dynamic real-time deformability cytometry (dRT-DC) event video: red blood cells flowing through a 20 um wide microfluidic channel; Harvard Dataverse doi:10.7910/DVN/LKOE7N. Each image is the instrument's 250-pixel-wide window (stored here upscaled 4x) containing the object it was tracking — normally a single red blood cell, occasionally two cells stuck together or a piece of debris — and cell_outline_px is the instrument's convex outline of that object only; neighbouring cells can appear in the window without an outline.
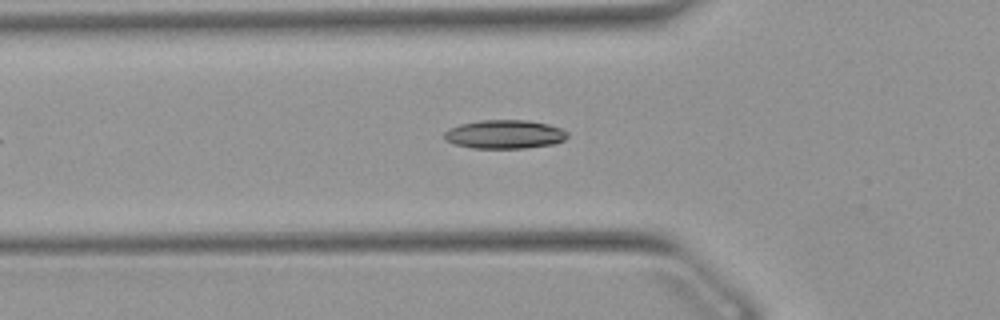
{"species": "Egyptian fruit bat (a non-hibernating species)", "species_latin": "Rousettus aegyptiacus", "temperature_condition": "warm", "stored_images_in_passage": 31, "camera_frame_rate_fps": 3000, "um_per_image_px": 0.085, "animal": {"sex": "female"}, "frame": {"image": 1, "passage_image": 3, "time_ms": 0.667, "image_size_px": [1000, 320], "cell_outline_px": [[568, 136], [564, 140], [552, 144], [524, 148], [472, 148], [456, 144], [444, 140], [444, 132], [448, 128], [460, 124], [480, 120], [528, 120], [548, 124], [560, 128], [568, 132]], "centroid_in_image_um": [42.87, 11.41], "position_along_channel_um": 82.9, "area_um2": 20.63}}
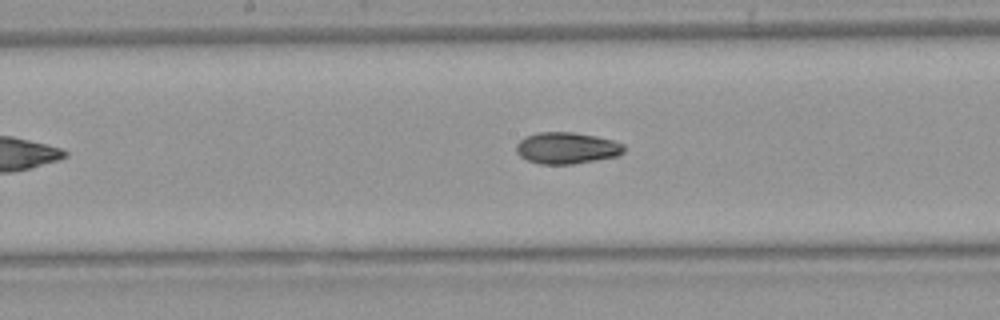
{"frame": {"image": 2, "passage_image": 12, "time_ms": 3.667, "image_size_px": [1000, 320], "cell_outline_px": [[624, 152], [616, 156], [572, 164], [540, 164], [528, 160], [520, 156], [516, 152], [516, 144], [524, 136], [536, 132], [572, 132], [596, 136], [612, 140], [624, 144]], "centroid_in_image_um": [48.14, 12.57], "position_along_channel_um": 200.1, "area_um2": 19.77}}
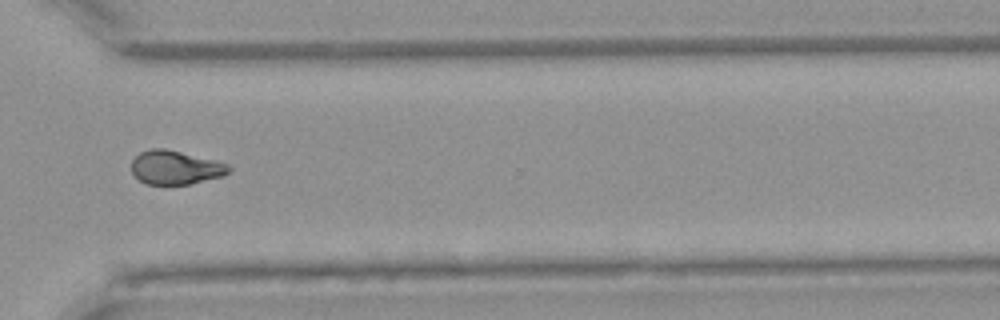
{"frame": {"image": 3, "passage_image": 24, "time_ms": 7.667, "image_size_px": [1000, 320], "cell_outline_px": [[232, 168], [224, 176], [188, 184], [144, 184], [132, 172], [132, 160], [140, 152], [152, 148], [164, 148], [228, 164]], "centroid_in_image_um": [14.9, 14.24], "position_along_channel_um": 355.7, "area_um2": 18.9}, "authors_computed_cell_mechanics": {"area_um2": 19.5364, "velocity_mm_per_s": 3.891, "shape_relaxation_time_tau1_ms": 7.4983, "shape_relaxation_time_tau2_ms": 6.3042, "deformation_change_tau1": 0.1792, "deformation_change_tau2": 0.1158}}